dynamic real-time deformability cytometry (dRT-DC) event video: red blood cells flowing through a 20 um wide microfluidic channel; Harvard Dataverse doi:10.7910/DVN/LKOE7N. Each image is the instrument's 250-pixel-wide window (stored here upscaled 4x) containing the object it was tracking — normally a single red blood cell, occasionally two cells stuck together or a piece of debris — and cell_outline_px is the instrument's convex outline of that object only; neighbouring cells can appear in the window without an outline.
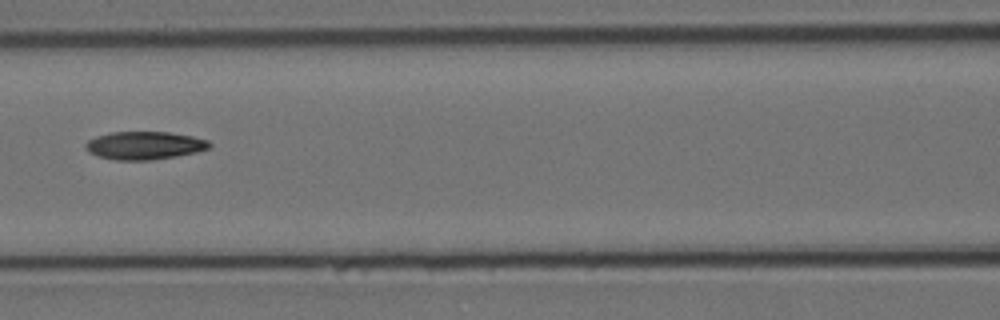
{"species": "Egyptian fruit bat (a non-hibernating species)", "species_latin": "Rousettus aegyptiacus", "temperature_condition": "cold", "stored_images_in_passage": 8, "camera_frame_rate_fps": 3000, "um_per_image_px": 0.085, "animal": {"sex": "female"}, "frame": {"image": 1, "passage_image": 7, "time_ms": 2.0, "image_size_px": [1000, 320], "cell_outline_px": [[212, 144], [208, 148], [196, 152], [176, 156], [152, 160], [116, 160], [96, 156], [88, 152], [84, 148], [84, 144], [88, 140], [96, 136], [112, 132], [168, 132], [192, 136], [208, 140]], "centroid_in_image_um": [12.24, 12.37], "position_along_channel_um": 154.4, "area_um2": 20.29}}
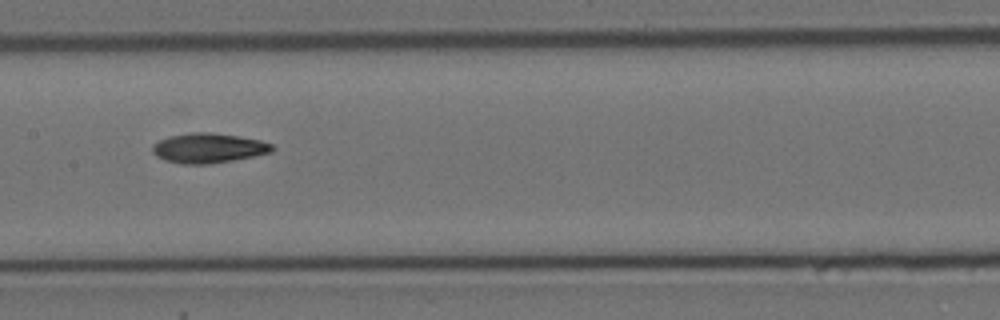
{"frame": {"image": 2, "passage_image": 8, "time_ms": 2.333, "image_size_px": [1000, 320], "cell_outline_px": [[276, 148], [272, 152], [256, 156], [208, 164], [180, 164], [164, 160], [156, 156], [152, 152], [152, 144], [168, 136], [188, 132], [208, 132], [236, 136], [260, 140], [272, 144]], "centroid_in_image_um": [17.7, 12.59], "position_along_channel_um": 189.7, "area_um2": 20.92}}